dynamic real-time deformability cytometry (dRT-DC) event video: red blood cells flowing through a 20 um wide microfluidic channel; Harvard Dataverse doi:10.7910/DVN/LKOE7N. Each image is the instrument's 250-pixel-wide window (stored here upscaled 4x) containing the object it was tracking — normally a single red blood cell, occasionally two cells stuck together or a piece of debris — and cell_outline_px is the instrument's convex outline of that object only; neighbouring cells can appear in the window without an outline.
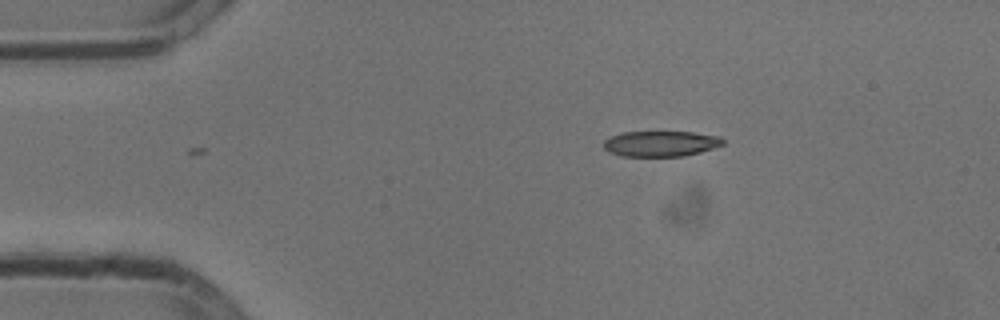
{"species": "common noctule bat (a hibernating species)", "species_latin": "Nyctalus noctula", "temperature_condition": "cold", "stored_images_in_passage": 2, "camera_frame_rate_fps": 3000, "um_per_image_px": 0.085, "animal": {"sex": "male", "body_mass_g": 13.3}, "frame": {"image": 1, "passage_image": 1, "time_ms": 0.0, "image_size_px": [1000, 320], "cell_outline_px": [[724, 144], [700, 152], [684, 156], [620, 156], [608, 152], [604, 148], [604, 140], [612, 136], [624, 132], [692, 132], [720, 136], [724, 140]], "centroid_in_image_um": [56.16, 12.21], "position_along_channel_um": 28.8, "area_um2": 17.74}}